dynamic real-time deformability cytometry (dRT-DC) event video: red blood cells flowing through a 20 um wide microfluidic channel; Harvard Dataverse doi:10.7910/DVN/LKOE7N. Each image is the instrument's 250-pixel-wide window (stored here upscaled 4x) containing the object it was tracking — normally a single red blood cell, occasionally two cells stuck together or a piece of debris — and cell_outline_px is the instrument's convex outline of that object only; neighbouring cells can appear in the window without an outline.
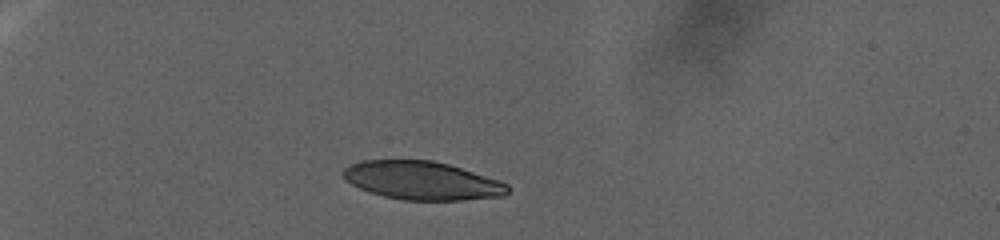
{"species": "human", "species_latin": "Homo sapiens", "temperature_condition": "warm", "stored_images_in_passage": 64, "camera_frame_rate_fps": 3000, "um_per_image_px": 0.085, "donor": {"sex": "female"}, "frame": {"image": 1, "passage_image": 1, "time_ms": 0.0, "image_size_px": [1000, 240], "cell_outline_px": [[512, 188], [504, 196], [464, 200], [404, 200], [384, 196], [368, 192], [352, 184], [340, 172], [344, 168], [360, 160], [432, 160], [448, 164], [500, 180], [508, 184]], "centroid_in_image_um": [35.9, 15.35], "position_along_channel_um": 49.1, "area_um2": 36.88}}
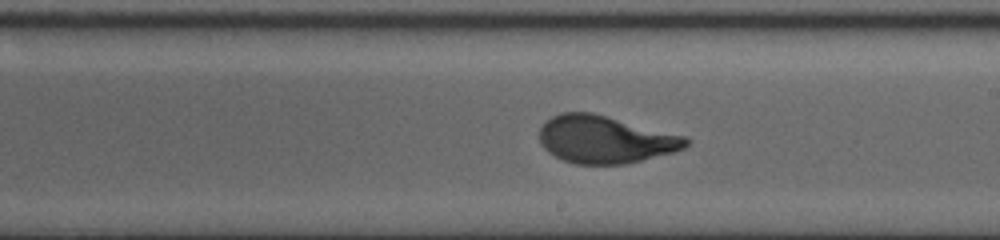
{"frame": {"image": 2, "passage_image": 35, "time_ms": 11.333, "image_size_px": [1000, 240], "cell_outline_px": [[692, 140], [684, 148], [672, 152], [624, 164], [576, 164], [564, 160], [548, 152], [540, 144], [540, 128], [552, 116], [560, 112], [592, 112], [688, 136]], "centroid_in_image_um": [51.46, 11.84], "position_along_channel_um": 237.5, "area_um2": 40.58}}
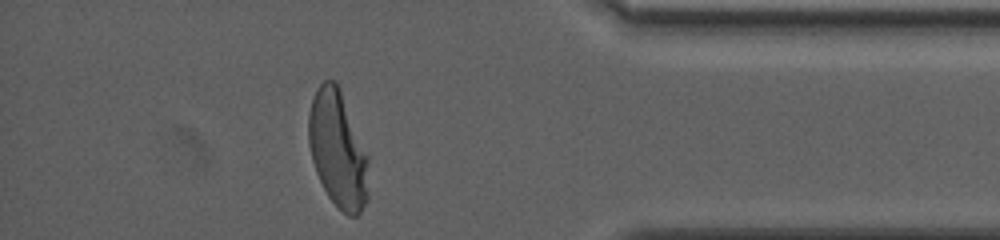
{"frame": {"image": 3, "passage_image": 61, "time_ms": 20.0, "image_size_px": [1000, 240], "cell_outline_px": [[368, 200], [360, 212], [356, 216], [348, 216], [336, 208], [328, 196], [316, 172], [312, 160], [308, 144], [308, 112], [316, 88], [324, 80], [336, 80], [340, 88], [368, 156]], "centroid_in_image_um": [28.71, 12.72], "position_along_channel_um": 406.5, "area_um2": 41.1}}